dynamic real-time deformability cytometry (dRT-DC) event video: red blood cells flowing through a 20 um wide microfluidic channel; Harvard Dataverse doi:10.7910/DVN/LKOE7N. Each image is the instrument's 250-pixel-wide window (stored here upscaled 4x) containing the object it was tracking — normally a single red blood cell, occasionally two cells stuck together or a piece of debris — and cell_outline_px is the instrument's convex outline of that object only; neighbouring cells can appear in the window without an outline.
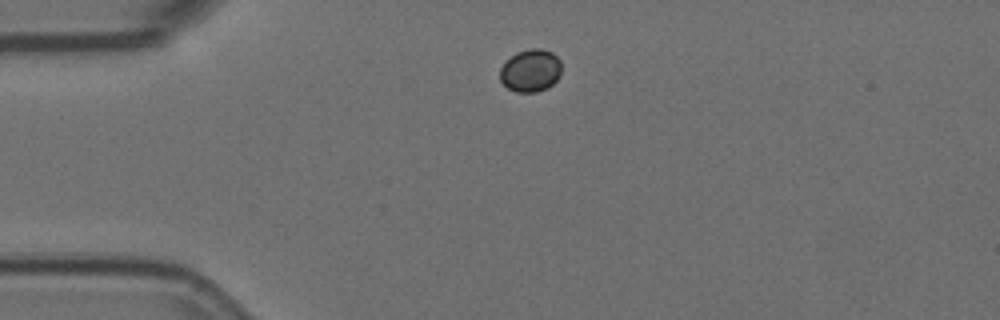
{"species": "Egyptian fruit bat (a non-hibernating species)", "species_latin": "Rousettus aegyptiacus", "temperature_condition": "room temperature", "stored_images_in_passage": 2, "camera_frame_rate_fps": 3000, "um_per_image_px": 0.085, "animal": {"sex": "female"}, "frame": {"image": 1, "passage_image": 1, "time_ms": 0.0, "image_size_px": [1000, 320], "cell_outline_px": [[560, 76], [548, 88], [536, 92], [516, 92], [508, 88], [500, 80], [500, 68], [516, 52], [532, 48], [540, 48], [552, 52], [560, 60]], "centroid_in_image_um": [45.1, 6.0], "position_along_channel_um": 39.9, "area_um2": 15.2}}